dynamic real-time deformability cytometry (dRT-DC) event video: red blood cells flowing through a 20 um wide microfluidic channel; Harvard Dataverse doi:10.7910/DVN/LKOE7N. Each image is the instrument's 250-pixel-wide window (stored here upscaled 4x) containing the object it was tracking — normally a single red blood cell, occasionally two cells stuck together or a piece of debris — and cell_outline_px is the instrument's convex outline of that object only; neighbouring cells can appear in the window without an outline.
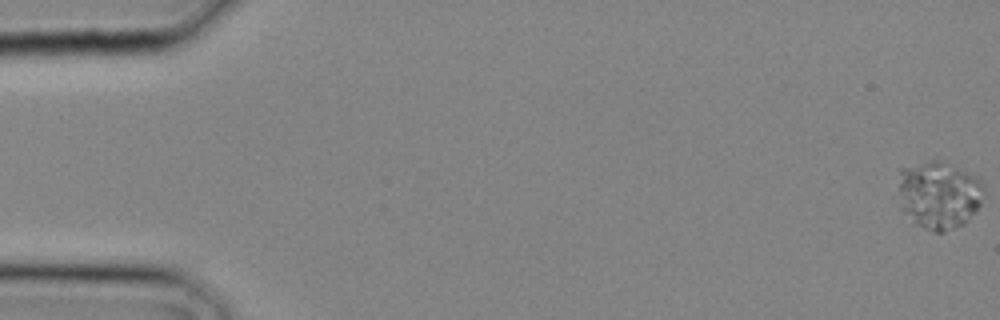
{"species": "common noctule bat (a hibernating species)", "species_latin": "Nyctalus noctula", "temperature_condition": "cold", "stored_images_in_passage": 29, "camera_frame_rate_fps": 3000, "um_per_image_px": 0.085, "animal": {"sex": "male", "body_mass_g": 20.4}, "frame": {"image": 1, "passage_image": 1, "time_ms": 0.0, "image_size_px": [1000, 320], "cell_outline_px": [[984, 192], [980, 204], [968, 220], [964, 224], [944, 232], [936, 232], [912, 224], [900, 208], [900, 168], [932, 160], [940, 160], [972, 176], [984, 188]], "centroid_in_image_um": [79.76, 16.62], "position_along_channel_um": 5.2, "area_um2": 33.35}}